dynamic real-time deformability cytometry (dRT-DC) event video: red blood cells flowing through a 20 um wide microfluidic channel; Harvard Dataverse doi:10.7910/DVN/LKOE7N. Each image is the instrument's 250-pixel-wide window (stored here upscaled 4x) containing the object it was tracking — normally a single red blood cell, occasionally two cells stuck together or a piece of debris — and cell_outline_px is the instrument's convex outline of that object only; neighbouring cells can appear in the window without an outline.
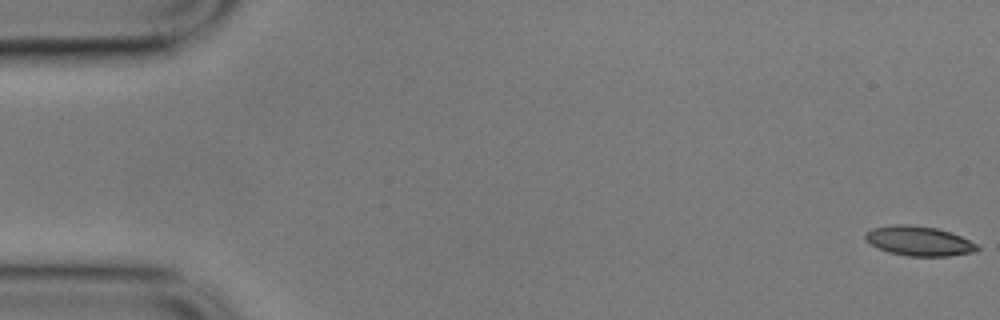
{"species": "common noctule bat (a hibernating species)", "species_latin": "Nyctalus noctula", "temperature_condition": "cold", "stored_images_in_passage": 57, "camera_frame_rate_fps": 3000, "um_per_image_px": 0.085, "animal": {"sex": "male", "body_mass_g": 17.9}, "frame": {"image": 1, "passage_image": 1, "time_ms": 0.0, "image_size_px": [1000, 320], "cell_outline_px": [[980, 248], [976, 252], [948, 256], [908, 256], [888, 252], [876, 248], [864, 236], [872, 228], [892, 224], [908, 224], [936, 228], [960, 236], [976, 244]], "centroid_in_image_um": [78.11, 20.49], "position_along_channel_um": 6.9, "area_um2": 19.19}}
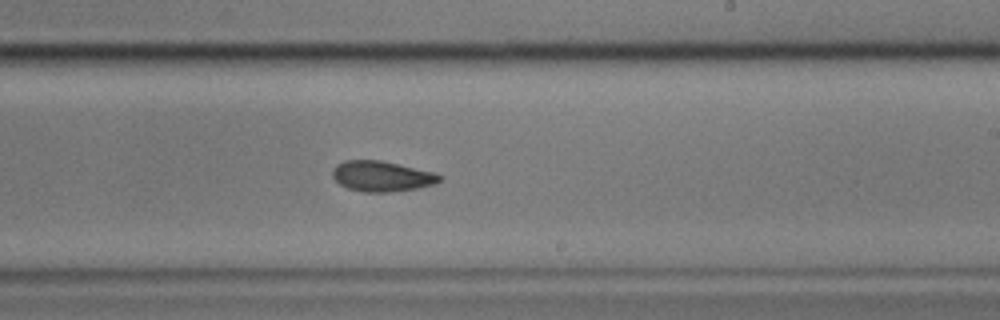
{"frame": {"image": 2, "passage_image": 34, "time_ms": 11.0, "image_size_px": [1000, 320], "cell_outline_px": [[444, 176], [436, 184], [416, 188], [388, 192], [364, 192], [348, 188], [340, 184], [332, 176], [332, 172], [336, 164], [344, 160], [380, 160], [436, 172]], "centroid_in_image_um": [32.48, 14.97], "position_along_channel_um": 256.5, "area_um2": 19.07}}
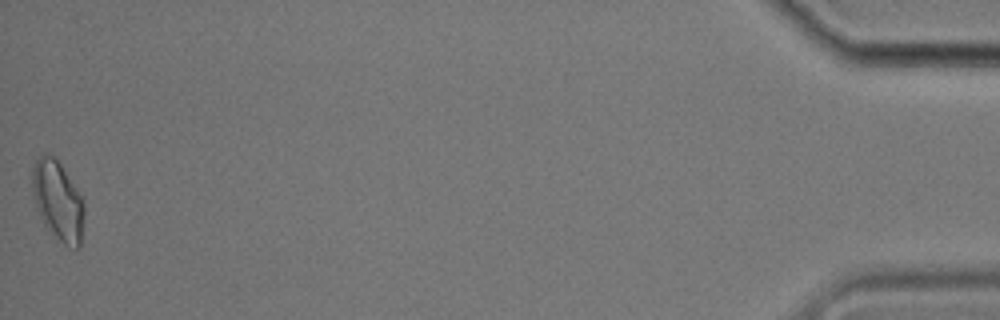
{"frame": {"image": 3, "passage_image": 57, "time_ms": 18.667, "image_size_px": [1000, 320], "cell_outline_px": [[84, 216], [80, 248], [76, 248], [64, 244], [44, 224], [40, 216], [32, 196], [32, 168], [36, 160], [44, 152], [48, 152], [56, 156], [84, 200]], "centroid_in_image_um": [4.92, 17.0], "position_along_channel_um": 430.3, "area_um2": 24.22}, "authors_computed_cell_mechanics": {"area_um2": 19.4786, "velocity_mm_per_s": 3.5108, "shape_relaxation_time_tau1_ms": null, "shape_relaxation_time_tau2_ms": 5.541, "deformation_change_tau1": null, "deformation_change_tau2": 0.1151}}